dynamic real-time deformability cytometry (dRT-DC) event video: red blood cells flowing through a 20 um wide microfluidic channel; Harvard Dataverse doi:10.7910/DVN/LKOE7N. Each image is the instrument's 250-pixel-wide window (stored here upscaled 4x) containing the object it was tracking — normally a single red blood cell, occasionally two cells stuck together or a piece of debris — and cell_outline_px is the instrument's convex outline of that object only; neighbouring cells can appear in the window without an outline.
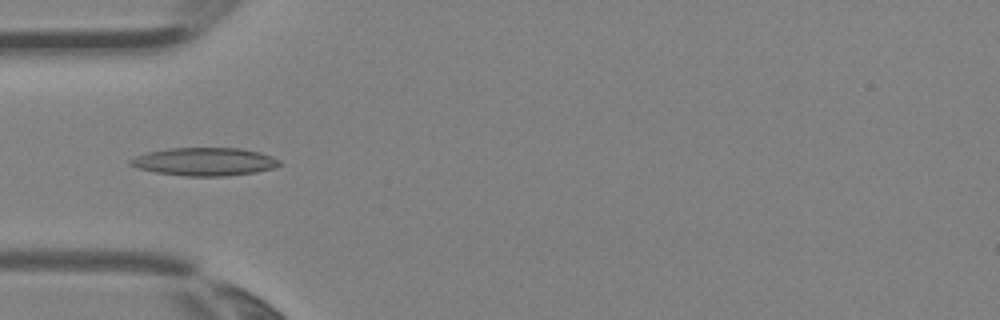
{"species": "Egyptian fruit bat (a non-hibernating species)", "species_latin": "Rousettus aegyptiacus", "temperature_condition": "room temperature", "stored_images_in_passage": 4, "camera_frame_rate_fps": 3000, "um_per_image_px": 0.085, "animal": {"sex": "female"}, "frame": {"image": 1, "passage_image": 4, "time_ms": 1.0, "image_size_px": [1000, 320], "cell_outline_px": [[284, 164], [276, 168], [256, 172], [228, 176], [184, 176], [156, 172], [136, 168], [128, 164], [128, 160], [144, 152], [168, 148], [240, 148], [260, 152], [272, 156], [280, 160]], "centroid_in_image_um": [17.4, 13.74], "position_along_channel_um": 67.6, "area_um2": 24.8}}